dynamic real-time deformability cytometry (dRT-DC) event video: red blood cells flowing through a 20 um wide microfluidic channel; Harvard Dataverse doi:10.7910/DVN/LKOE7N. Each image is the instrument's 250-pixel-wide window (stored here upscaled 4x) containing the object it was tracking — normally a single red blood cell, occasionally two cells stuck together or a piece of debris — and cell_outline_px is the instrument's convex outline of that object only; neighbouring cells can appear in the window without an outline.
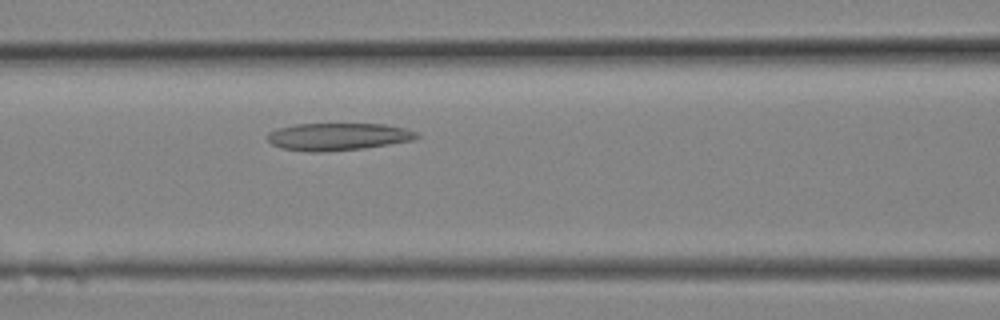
{"species": "Egyptian fruit bat (a non-hibernating species)", "species_latin": "Rousettus aegyptiacus", "temperature_condition": "room temperature", "stored_images_in_passage": 5, "camera_frame_rate_fps": 3000, "um_per_image_px": 0.085, "animal": {"sex": "female"}, "frame": {"image": 1, "passage_image": 5, "time_ms": 1.333, "image_size_px": [1000, 320], "cell_outline_px": [[420, 136], [412, 140], [364, 148], [320, 152], [308, 152], [280, 148], [272, 144], [268, 140], [268, 132], [276, 128], [296, 124], [384, 124], [404, 128], [416, 132]], "centroid_in_image_um": [28.68, 11.61], "position_along_channel_um": 137.9, "area_um2": 23.76}}